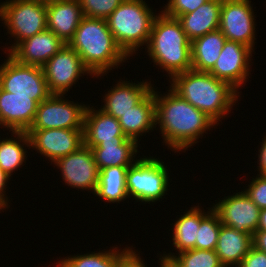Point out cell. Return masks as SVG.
<instances>
[{
    "mask_svg": "<svg viewBox=\"0 0 266 267\" xmlns=\"http://www.w3.org/2000/svg\"><path fill=\"white\" fill-rule=\"evenodd\" d=\"M83 18L78 0H56L47 4V29L66 44L74 37Z\"/></svg>",
    "mask_w": 266,
    "mask_h": 267,
    "instance_id": "19",
    "label": "cell"
},
{
    "mask_svg": "<svg viewBox=\"0 0 266 267\" xmlns=\"http://www.w3.org/2000/svg\"><path fill=\"white\" fill-rule=\"evenodd\" d=\"M8 180H10V177L0 169V209H5V208H9L8 206V198L7 196L5 197V192L4 190H6V186H7V182Z\"/></svg>",
    "mask_w": 266,
    "mask_h": 267,
    "instance_id": "37",
    "label": "cell"
},
{
    "mask_svg": "<svg viewBox=\"0 0 266 267\" xmlns=\"http://www.w3.org/2000/svg\"><path fill=\"white\" fill-rule=\"evenodd\" d=\"M252 247V235L221 224L215 251L224 267H237Z\"/></svg>",
    "mask_w": 266,
    "mask_h": 267,
    "instance_id": "23",
    "label": "cell"
},
{
    "mask_svg": "<svg viewBox=\"0 0 266 267\" xmlns=\"http://www.w3.org/2000/svg\"><path fill=\"white\" fill-rule=\"evenodd\" d=\"M0 19L15 38L10 53L21 41L47 29V5L25 0H8L0 5Z\"/></svg>",
    "mask_w": 266,
    "mask_h": 267,
    "instance_id": "7",
    "label": "cell"
},
{
    "mask_svg": "<svg viewBox=\"0 0 266 267\" xmlns=\"http://www.w3.org/2000/svg\"><path fill=\"white\" fill-rule=\"evenodd\" d=\"M64 45L56 34L45 29L21 41L8 54L20 64L42 67Z\"/></svg>",
    "mask_w": 266,
    "mask_h": 267,
    "instance_id": "16",
    "label": "cell"
},
{
    "mask_svg": "<svg viewBox=\"0 0 266 267\" xmlns=\"http://www.w3.org/2000/svg\"><path fill=\"white\" fill-rule=\"evenodd\" d=\"M252 52L250 47L242 43L226 40L209 73L238 90L249 77Z\"/></svg>",
    "mask_w": 266,
    "mask_h": 267,
    "instance_id": "13",
    "label": "cell"
},
{
    "mask_svg": "<svg viewBox=\"0 0 266 267\" xmlns=\"http://www.w3.org/2000/svg\"><path fill=\"white\" fill-rule=\"evenodd\" d=\"M30 147L55 162L84 145L83 129L28 130Z\"/></svg>",
    "mask_w": 266,
    "mask_h": 267,
    "instance_id": "15",
    "label": "cell"
},
{
    "mask_svg": "<svg viewBox=\"0 0 266 267\" xmlns=\"http://www.w3.org/2000/svg\"><path fill=\"white\" fill-rule=\"evenodd\" d=\"M261 142V148L259 149L258 154V171L259 175H266V135L264 136V139Z\"/></svg>",
    "mask_w": 266,
    "mask_h": 267,
    "instance_id": "39",
    "label": "cell"
},
{
    "mask_svg": "<svg viewBox=\"0 0 266 267\" xmlns=\"http://www.w3.org/2000/svg\"><path fill=\"white\" fill-rule=\"evenodd\" d=\"M212 209L218 214L221 224L224 226L250 235L257 231L260 208L244 191L224 197L214 204Z\"/></svg>",
    "mask_w": 266,
    "mask_h": 267,
    "instance_id": "14",
    "label": "cell"
},
{
    "mask_svg": "<svg viewBox=\"0 0 266 267\" xmlns=\"http://www.w3.org/2000/svg\"><path fill=\"white\" fill-rule=\"evenodd\" d=\"M179 267H224L215 250L189 249L177 255L163 254Z\"/></svg>",
    "mask_w": 266,
    "mask_h": 267,
    "instance_id": "30",
    "label": "cell"
},
{
    "mask_svg": "<svg viewBox=\"0 0 266 267\" xmlns=\"http://www.w3.org/2000/svg\"><path fill=\"white\" fill-rule=\"evenodd\" d=\"M208 210V213L200 221L195 249L215 250L216 248L221 221L212 207Z\"/></svg>",
    "mask_w": 266,
    "mask_h": 267,
    "instance_id": "31",
    "label": "cell"
},
{
    "mask_svg": "<svg viewBox=\"0 0 266 267\" xmlns=\"http://www.w3.org/2000/svg\"><path fill=\"white\" fill-rule=\"evenodd\" d=\"M169 89L164 96L154 89L156 125L160 126L163 142L176 153L198 143L197 139L216 123L171 87Z\"/></svg>",
    "mask_w": 266,
    "mask_h": 267,
    "instance_id": "1",
    "label": "cell"
},
{
    "mask_svg": "<svg viewBox=\"0 0 266 267\" xmlns=\"http://www.w3.org/2000/svg\"><path fill=\"white\" fill-rule=\"evenodd\" d=\"M61 94H51L38 105L29 130L84 129L85 104L69 101Z\"/></svg>",
    "mask_w": 266,
    "mask_h": 267,
    "instance_id": "9",
    "label": "cell"
},
{
    "mask_svg": "<svg viewBox=\"0 0 266 267\" xmlns=\"http://www.w3.org/2000/svg\"><path fill=\"white\" fill-rule=\"evenodd\" d=\"M226 37L218 29L191 42L192 69L209 72L222 51Z\"/></svg>",
    "mask_w": 266,
    "mask_h": 267,
    "instance_id": "25",
    "label": "cell"
},
{
    "mask_svg": "<svg viewBox=\"0 0 266 267\" xmlns=\"http://www.w3.org/2000/svg\"><path fill=\"white\" fill-rule=\"evenodd\" d=\"M42 70L51 94L65 95L83 74L92 75L79 54L66 43L42 66Z\"/></svg>",
    "mask_w": 266,
    "mask_h": 267,
    "instance_id": "10",
    "label": "cell"
},
{
    "mask_svg": "<svg viewBox=\"0 0 266 267\" xmlns=\"http://www.w3.org/2000/svg\"><path fill=\"white\" fill-rule=\"evenodd\" d=\"M139 255L140 253H136L132 248L125 247L116 267H147Z\"/></svg>",
    "mask_w": 266,
    "mask_h": 267,
    "instance_id": "35",
    "label": "cell"
},
{
    "mask_svg": "<svg viewBox=\"0 0 266 267\" xmlns=\"http://www.w3.org/2000/svg\"><path fill=\"white\" fill-rule=\"evenodd\" d=\"M12 135L16 139H0V169L9 177L26 161V146L31 148L27 132L12 131Z\"/></svg>",
    "mask_w": 266,
    "mask_h": 267,
    "instance_id": "28",
    "label": "cell"
},
{
    "mask_svg": "<svg viewBox=\"0 0 266 267\" xmlns=\"http://www.w3.org/2000/svg\"><path fill=\"white\" fill-rule=\"evenodd\" d=\"M7 55L0 66V87L14 96H29L39 104L47 99L51 93L42 67L20 64Z\"/></svg>",
    "mask_w": 266,
    "mask_h": 267,
    "instance_id": "8",
    "label": "cell"
},
{
    "mask_svg": "<svg viewBox=\"0 0 266 267\" xmlns=\"http://www.w3.org/2000/svg\"><path fill=\"white\" fill-rule=\"evenodd\" d=\"M128 167L115 166L103 168L99 172V181L94 195L108 201L119 203L128 198L126 189V172Z\"/></svg>",
    "mask_w": 266,
    "mask_h": 267,
    "instance_id": "27",
    "label": "cell"
},
{
    "mask_svg": "<svg viewBox=\"0 0 266 267\" xmlns=\"http://www.w3.org/2000/svg\"><path fill=\"white\" fill-rule=\"evenodd\" d=\"M161 258H159L160 262V267H179L177 266L170 258H166L163 256H160Z\"/></svg>",
    "mask_w": 266,
    "mask_h": 267,
    "instance_id": "41",
    "label": "cell"
},
{
    "mask_svg": "<svg viewBox=\"0 0 266 267\" xmlns=\"http://www.w3.org/2000/svg\"><path fill=\"white\" fill-rule=\"evenodd\" d=\"M84 145L91 149L101 142H125L118 119L102 110H95L88 105L84 119Z\"/></svg>",
    "mask_w": 266,
    "mask_h": 267,
    "instance_id": "18",
    "label": "cell"
},
{
    "mask_svg": "<svg viewBox=\"0 0 266 267\" xmlns=\"http://www.w3.org/2000/svg\"><path fill=\"white\" fill-rule=\"evenodd\" d=\"M147 52L152 62L165 70L170 79L192 69L191 41L180 21L163 11L153 22Z\"/></svg>",
    "mask_w": 266,
    "mask_h": 267,
    "instance_id": "4",
    "label": "cell"
},
{
    "mask_svg": "<svg viewBox=\"0 0 266 267\" xmlns=\"http://www.w3.org/2000/svg\"><path fill=\"white\" fill-rule=\"evenodd\" d=\"M208 213L199 206L191 207L175 222L173 228V245L179 252L195 249L201 219Z\"/></svg>",
    "mask_w": 266,
    "mask_h": 267,
    "instance_id": "26",
    "label": "cell"
},
{
    "mask_svg": "<svg viewBox=\"0 0 266 267\" xmlns=\"http://www.w3.org/2000/svg\"><path fill=\"white\" fill-rule=\"evenodd\" d=\"M84 17L106 19L124 0H78Z\"/></svg>",
    "mask_w": 266,
    "mask_h": 267,
    "instance_id": "32",
    "label": "cell"
},
{
    "mask_svg": "<svg viewBox=\"0 0 266 267\" xmlns=\"http://www.w3.org/2000/svg\"><path fill=\"white\" fill-rule=\"evenodd\" d=\"M122 132L137 143L143 133L156 128L154 88L135 106L118 118Z\"/></svg>",
    "mask_w": 266,
    "mask_h": 267,
    "instance_id": "21",
    "label": "cell"
},
{
    "mask_svg": "<svg viewBox=\"0 0 266 267\" xmlns=\"http://www.w3.org/2000/svg\"><path fill=\"white\" fill-rule=\"evenodd\" d=\"M249 0H222L219 30L229 41L242 43L254 51L255 18Z\"/></svg>",
    "mask_w": 266,
    "mask_h": 267,
    "instance_id": "11",
    "label": "cell"
},
{
    "mask_svg": "<svg viewBox=\"0 0 266 267\" xmlns=\"http://www.w3.org/2000/svg\"><path fill=\"white\" fill-rule=\"evenodd\" d=\"M252 247L266 253V231H256L252 235Z\"/></svg>",
    "mask_w": 266,
    "mask_h": 267,
    "instance_id": "38",
    "label": "cell"
},
{
    "mask_svg": "<svg viewBox=\"0 0 266 267\" xmlns=\"http://www.w3.org/2000/svg\"><path fill=\"white\" fill-rule=\"evenodd\" d=\"M221 6L222 0H209L193 12L177 18L191 42L219 29Z\"/></svg>",
    "mask_w": 266,
    "mask_h": 267,
    "instance_id": "22",
    "label": "cell"
},
{
    "mask_svg": "<svg viewBox=\"0 0 266 267\" xmlns=\"http://www.w3.org/2000/svg\"><path fill=\"white\" fill-rule=\"evenodd\" d=\"M54 165L60 168L65 184L82 190L88 189L95 194L100 170L90 147L83 145L77 151L57 159Z\"/></svg>",
    "mask_w": 266,
    "mask_h": 267,
    "instance_id": "12",
    "label": "cell"
},
{
    "mask_svg": "<svg viewBox=\"0 0 266 267\" xmlns=\"http://www.w3.org/2000/svg\"><path fill=\"white\" fill-rule=\"evenodd\" d=\"M25 1L39 2L47 5L50 4L51 2H55L56 0H25Z\"/></svg>",
    "mask_w": 266,
    "mask_h": 267,
    "instance_id": "42",
    "label": "cell"
},
{
    "mask_svg": "<svg viewBox=\"0 0 266 267\" xmlns=\"http://www.w3.org/2000/svg\"><path fill=\"white\" fill-rule=\"evenodd\" d=\"M138 146L135 140L128 138L125 142H101L92 151L97 167L102 170L115 166H132L136 162L134 159Z\"/></svg>",
    "mask_w": 266,
    "mask_h": 267,
    "instance_id": "24",
    "label": "cell"
},
{
    "mask_svg": "<svg viewBox=\"0 0 266 267\" xmlns=\"http://www.w3.org/2000/svg\"><path fill=\"white\" fill-rule=\"evenodd\" d=\"M144 0H124L107 18L118 46L130 58L140 46H147L157 15Z\"/></svg>",
    "mask_w": 266,
    "mask_h": 267,
    "instance_id": "5",
    "label": "cell"
},
{
    "mask_svg": "<svg viewBox=\"0 0 266 267\" xmlns=\"http://www.w3.org/2000/svg\"><path fill=\"white\" fill-rule=\"evenodd\" d=\"M244 192L260 210L266 209V175L252 178L250 185Z\"/></svg>",
    "mask_w": 266,
    "mask_h": 267,
    "instance_id": "34",
    "label": "cell"
},
{
    "mask_svg": "<svg viewBox=\"0 0 266 267\" xmlns=\"http://www.w3.org/2000/svg\"><path fill=\"white\" fill-rule=\"evenodd\" d=\"M209 0H169L162 10L167 16L178 18L180 15L191 13Z\"/></svg>",
    "mask_w": 266,
    "mask_h": 267,
    "instance_id": "33",
    "label": "cell"
},
{
    "mask_svg": "<svg viewBox=\"0 0 266 267\" xmlns=\"http://www.w3.org/2000/svg\"><path fill=\"white\" fill-rule=\"evenodd\" d=\"M117 248L113 247L109 251L65 257L57 264L58 267H116L118 258L123 253L122 250L119 251Z\"/></svg>",
    "mask_w": 266,
    "mask_h": 267,
    "instance_id": "29",
    "label": "cell"
},
{
    "mask_svg": "<svg viewBox=\"0 0 266 267\" xmlns=\"http://www.w3.org/2000/svg\"><path fill=\"white\" fill-rule=\"evenodd\" d=\"M171 88L195 108L205 113L216 124L233 109L239 91L209 72L193 69L175 75ZM230 110V111H229Z\"/></svg>",
    "mask_w": 266,
    "mask_h": 267,
    "instance_id": "2",
    "label": "cell"
},
{
    "mask_svg": "<svg viewBox=\"0 0 266 267\" xmlns=\"http://www.w3.org/2000/svg\"><path fill=\"white\" fill-rule=\"evenodd\" d=\"M68 44L97 78L129 59L116 43L106 19L84 17Z\"/></svg>",
    "mask_w": 266,
    "mask_h": 267,
    "instance_id": "3",
    "label": "cell"
},
{
    "mask_svg": "<svg viewBox=\"0 0 266 267\" xmlns=\"http://www.w3.org/2000/svg\"><path fill=\"white\" fill-rule=\"evenodd\" d=\"M237 267H266V253L251 247Z\"/></svg>",
    "mask_w": 266,
    "mask_h": 267,
    "instance_id": "36",
    "label": "cell"
},
{
    "mask_svg": "<svg viewBox=\"0 0 266 267\" xmlns=\"http://www.w3.org/2000/svg\"><path fill=\"white\" fill-rule=\"evenodd\" d=\"M39 103L29 96H14L0 87V126L27 132L34 122Z\"/></svg>",
    "mask_w": 266,
    "mask_h": 267,
    "instance_id": "17",
    "label": "cell"
},
{
    "mask_svg": "<svg viewBox=\"0 0 266 267\" xmlns=\"http://www.w3.org/2000/svg\"><path fill=\"white\" fill-rule=\"evenodd\" d=\"M118 82L116 86L103 96L105 102L100 110L116 119L137 105L152 89L150 83L144 80L142 82L130 83L129 81Z\"/></svg>",
    "mask_w": 266,
    "mask_h": 267,
    "instance_id": "20",
    "label": "cell"
},
{
    "mask_svg": "<svg viewBox=\"0 0 266 267\" xmlns=\"http://www.w3.org/2000/svg\"><path fill=\"white\" fill-rule=\"evenodd\" d=\"M164 162L153 157L136 159L126 172L128 197L141 202H156L162 199L169 187V173Z\"/></svg>",
    "mask_w": 266,
    "mask_h": 267,
    "instance_id": "6",
    "label": "cell"
},
{
    "mask_svg": "<svg viewBox=\"0 0 266 267\" xmlns=\"http://www.w3.org/2000/svg\"><path fill=\"white\" fill-rule=\"evenodd\" d=\"M257 231H266V209L260 210V218Z\"/></svg>",
    "mask_w": 266,
    "mask_h": 267,
    "instance_id": "40",
    "label": "cell"
}]
</instances>
